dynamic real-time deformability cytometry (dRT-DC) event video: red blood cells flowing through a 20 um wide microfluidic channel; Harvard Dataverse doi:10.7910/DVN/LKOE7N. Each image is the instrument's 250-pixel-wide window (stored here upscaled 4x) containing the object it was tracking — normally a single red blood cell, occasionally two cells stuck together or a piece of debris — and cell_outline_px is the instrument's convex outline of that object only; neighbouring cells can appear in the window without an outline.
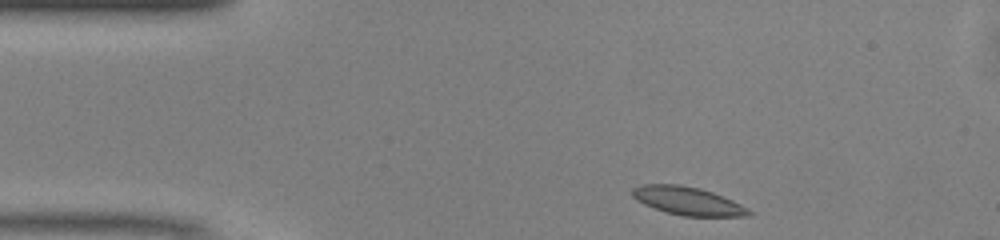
{"species": "common noctule bat (a hibernating species)", "species_latin": "Nyctalus noctula", "temperature_condition": "warm", "stored_images_in_passage": 43, "camera_frame_rate_fps": 3000, "um_per_image_px": 0.085, "animal": {"sex": "male", "body_mass_g": 13.0, "forearm_length_mm": 53.1}, "frame": {"image": 1, "passage_image": 1, "time_ms": 0.0, "image_size_px": [1000, 240], "cell_outline_px": [[752, 216], [680, 216], [664, 212], [644, 204], [636, 200], [632, 196], [632, 188], [640, 184], [680, 184], [700, 188], [712, 192], [732, 200], [748, 208], [752, 212]], "centroid_in_image_um": [58.43, 17.08], "position_along_channel_um": 26.6, "area_um2": 19.31}}
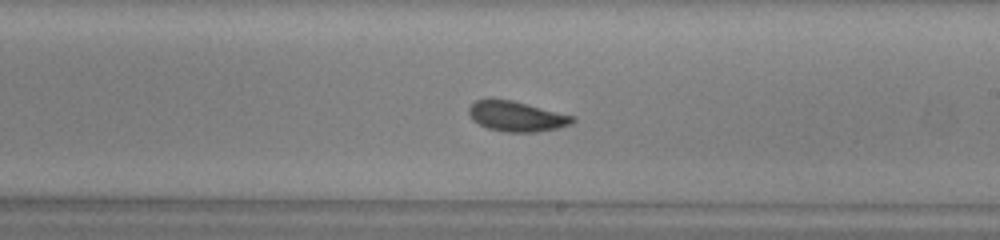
{"frame": {"image": 2, "passage_image": 21, "time_ms": 6.667, "image_size_px": [1000, 240], "cell_outline_px": [[576, 120], [572, 124], [556, 128], [536, 132], [504, 132], [488, 128], [472, 120], [468, 112], [468, 108], [476, 100], [492, 96], [512, 100], [576, 116]], "centroid_in_image_um": [43.89, 9.86], "position_along_channel_um": 245.1, "area_um2": 18.67}}
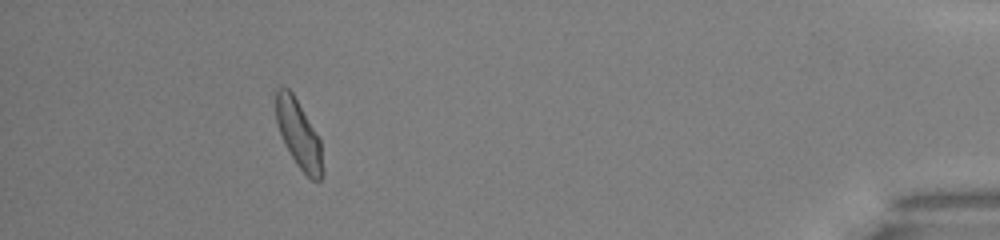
{"frame": {"image": 3, "passage_image": 38, "time_ms": 12.333, "image_size_px": [1000, 240], "cell_outline_px": [[324, 172], [320, 180], [312, 180], [296, 164], [284, 144], [276, 120], [276, 88], [288, 88], [292, 92], [320, 140], [324, 168]], "centroid_in_image_um": [25.4, 11.45], "position_along_channel_um": 409.8, "area_um2": 18.21}, "authors_computed_cell_mechanics": {"area_um2": 18.496, "velocity_mm_per_s": 4.1026, "shape_relaxation_time_tau1_ms": 3.2315, "shape_relaxation_time_tau2_ms": 3.4874, "deformation_change_tau1": 0.0935, "deformation_change_tau2": 0.0812}}